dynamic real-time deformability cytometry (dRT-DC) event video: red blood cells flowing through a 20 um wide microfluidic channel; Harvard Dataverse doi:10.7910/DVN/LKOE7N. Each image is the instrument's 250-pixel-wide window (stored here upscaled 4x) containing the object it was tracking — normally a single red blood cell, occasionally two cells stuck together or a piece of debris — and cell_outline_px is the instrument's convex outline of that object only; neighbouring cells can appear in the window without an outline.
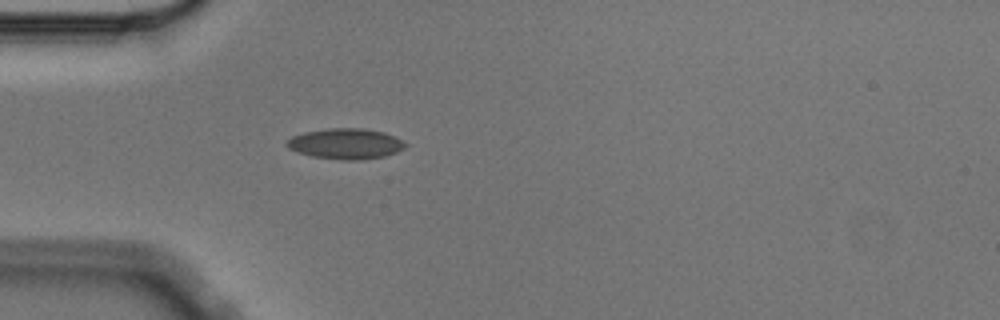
{"species": "Egyptian fruit bat (a non-hibernating species)", "species_latin": "Rousettus aegyptiacus", "temperature_condition": "cold", "stored_images_in_passage": 4, "camera_frame_rate_fps": 3000, "um_per_image_px": 0.085, "animal": {"sex": "male"}, "frame": {"image": 1, "passage_image": 4, "time_ms": 1.0, "image_size_px": [1000, 320], "cell_outline_px": [[408, 144], [404, 148], [396, 152], [384, 156], [360, 160], [344, 160], [312, 156], [296, 152], [288, 148], [284, 144], [292, 136], [304, 132], [328, 128], [364, 128], [384, 132]], "centroid_in_image_um": [29.35, 12.21], "position_along_channel_um": 55.7, "area_um2": 21.1}}